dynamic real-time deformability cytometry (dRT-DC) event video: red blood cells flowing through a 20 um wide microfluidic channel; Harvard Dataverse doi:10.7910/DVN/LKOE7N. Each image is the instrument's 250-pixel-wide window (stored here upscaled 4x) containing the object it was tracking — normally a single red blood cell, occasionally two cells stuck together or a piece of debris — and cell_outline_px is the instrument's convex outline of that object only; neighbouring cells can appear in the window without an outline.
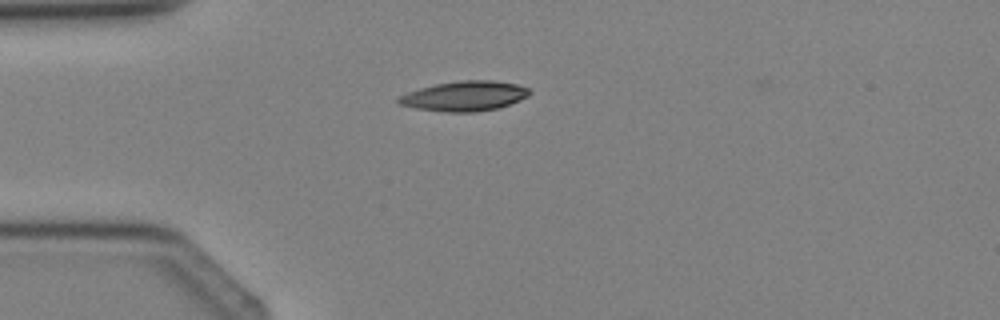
{"species": "Egyptian fruit bat (a non-hibernating species)", "species_latin": "Rousettus aegyptiacus", "temperature_condition": "cold", "stored_images_in_passage": 4, "camera_frame_rate_fps": 3000, "um_per_image_px": 0.085, "animal": {"sex": "female"}, "frame": {"image": 1, "passage_image": 3, "time_ms": 2.333, "image_size_px": [1000, 320], "cell_outline_px": [[532, 92], [528, 96], [520, 100], [500, 108], [476, 112], [444, 112], [416, 108], [400, 104], [396, 100], [400, 96], [408, 92], [420, 88], [436, 84], [460, 80], [492, 80], [516, 84], [528, 88]], "centroid_in_image_um": [39.52, 8.17], "position_along_channel_um": 45.5, "area_um2": 22.83}}